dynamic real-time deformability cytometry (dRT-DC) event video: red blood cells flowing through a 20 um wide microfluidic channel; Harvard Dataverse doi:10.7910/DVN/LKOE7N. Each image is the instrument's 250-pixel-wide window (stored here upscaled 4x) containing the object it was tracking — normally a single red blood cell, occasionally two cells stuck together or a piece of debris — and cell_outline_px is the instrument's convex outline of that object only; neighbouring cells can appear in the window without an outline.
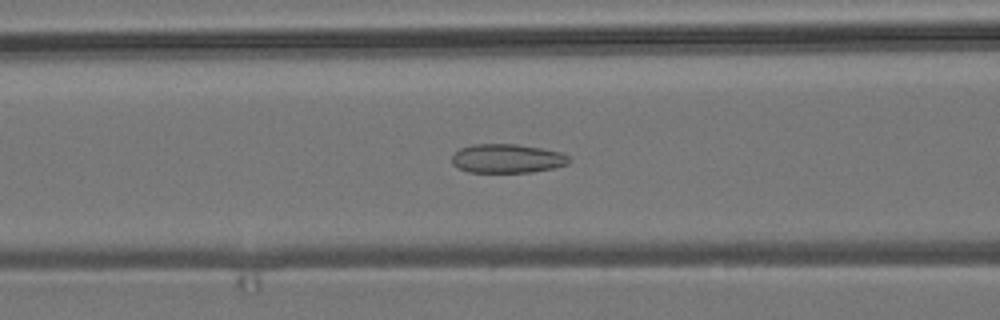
{"species": "common noctule bat (a hibernating species)", "species_latin": "Nyctalus noctula", "temperature_condition": "room temperature", "stored_images_in_passage": 40, "camera_frame_rate_fps": 3000, "um_per_image_px": 0.085, "animal": {"sex": "male", "body_mass_g": 19.2, "forearm_length_mm": 51.8}, "frame": {"image": 1, "passage_image": 12, "time_ms": 3.667, "image_size_px": [1000, 320], "cell_outline_px": [[572, 160], [568, 164], [552, 168], [532, 172], [468, 172], [452, 164], [452, 156], [460, 148], [472, 144], [516, 144], [540, 148], [560, 152], [568, 156]], "centroid_in_image_um": [43.11, 13.47], "position_along_channel_um": 123.5, "area_um2": 19.71}}
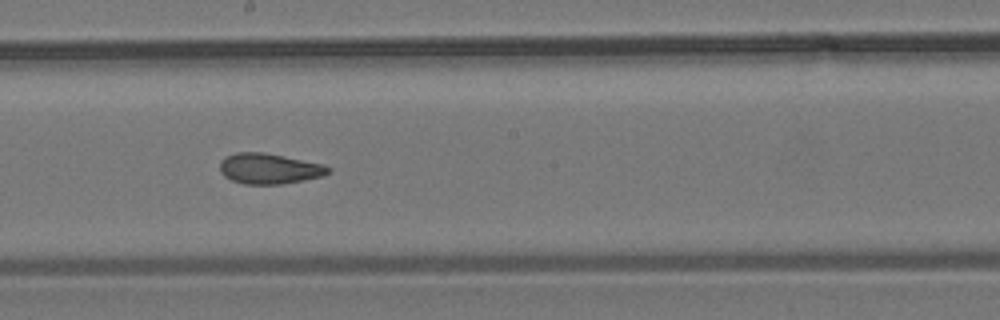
{"frame": {"image": 2, "passage_image": 20, "time_ms": 6.333, "image_size_px": [1000, 320], "cell_outline_px": [[332, 172], [320, 176], [304, 180], [280, 184], [244, 184], [232, 180], [224, 176], [220, 172], [220, 160], [224, 156], [236, 152], [264, 152], [324, 164], [332, 168]], "centroid_in_image_um": [22.87, 14.32], "position_along_channel_um": 225.3, "area_um2": 19.42}}
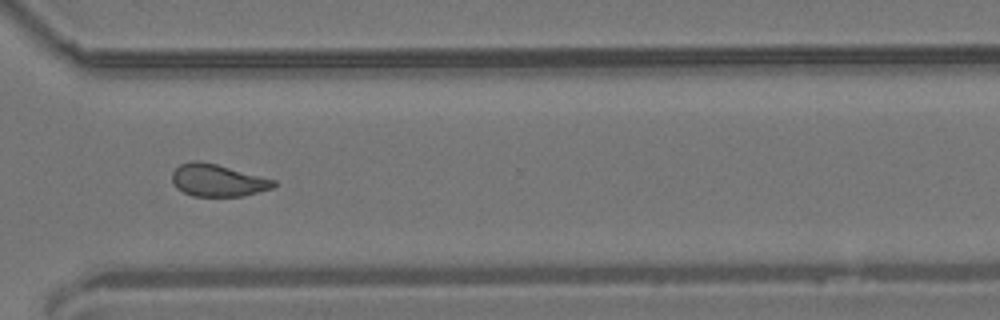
{"frame": {"image": 3, "passage_image": 30, "time_ms": 9.667, "image_size_px": [1000, 320], "cell_outline_px": [[276, 184], [272, 188], [244, 196], [192, 196], [176, 188], [172, 180], [172, 172], [180, 164], [196, 160], [200, 160], [216, 164], [276, 180]], "centroid_in_image_um": [18.49, 15.33], "position_along_channel_um": 352.1, "area_um2": 19.02}, "authors_computed_cell_mechanics": {"area_um2": 19.7098, "velocity_mm_per_s": 3.8174, "shape_relaxation_time_tau1_ms": null, "shape_relaxation_time_tau2_ms": 1.6119, "deformation_change_tau1": null, "deformation_change_tau2": 0.0814}}